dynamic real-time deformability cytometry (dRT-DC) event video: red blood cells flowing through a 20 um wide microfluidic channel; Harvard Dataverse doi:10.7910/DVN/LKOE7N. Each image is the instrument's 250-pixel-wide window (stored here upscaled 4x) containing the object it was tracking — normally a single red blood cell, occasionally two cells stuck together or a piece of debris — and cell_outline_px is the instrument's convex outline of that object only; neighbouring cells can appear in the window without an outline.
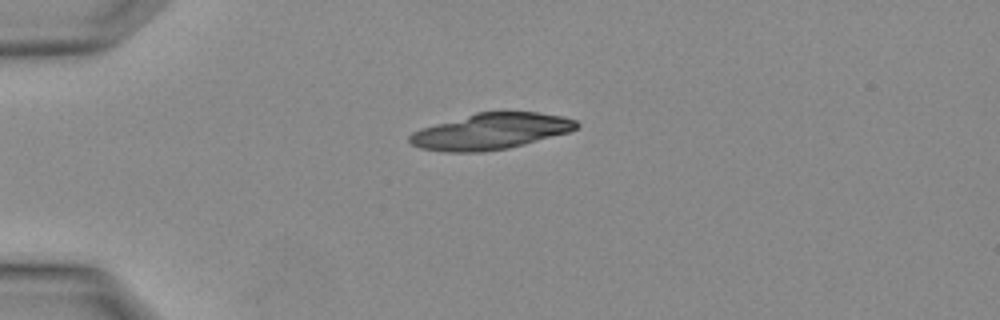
{"species": "Egyptian fruit bat (a non-hibernating species)", "species_latin": "Rousettus aegyptiacus", "temperature_condition": "warm", "stored_images_in_passage": 2, "camera_frame_rate_fps": 3000, "um_per_image_px": 0.085, "animal": {"sex": "female"}, "frame": {"image": 1, "passage_image": 2, "time_ms": 0.333, "image_size_px": [1000, 320], "cell_outline_px": [[580, 124], [576, 128], [568, 132], [524, 144], [508, 148], [480, 152], [444, 152], [420, 148], [412, 144], [408, 140], [408, 136], [412, 132], [420, 128], [476, 112], [536, 112], [564, 116], [576, 120]], "centroid_in_image_um": [41.68, 11.16], "position_along_channel_um": 43.3, "area_um2": 35.03}}